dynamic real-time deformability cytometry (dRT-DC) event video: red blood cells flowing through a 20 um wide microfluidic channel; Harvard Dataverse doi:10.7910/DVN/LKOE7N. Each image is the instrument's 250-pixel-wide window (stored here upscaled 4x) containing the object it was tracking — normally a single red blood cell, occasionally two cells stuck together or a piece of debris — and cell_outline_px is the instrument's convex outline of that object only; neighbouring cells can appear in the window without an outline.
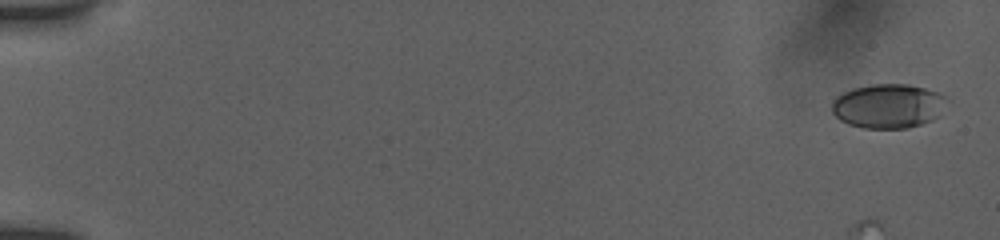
{"species": "human", "species_latin": "Homo sapiens", "temperature_condition": "room temperature", "stored_images_in_passage": 17, "camera_frame_rate_fps": 3000, "um_per_image_px": 0.085, "donor": {"sex": "female"}, "frame": {"image": 1, "passage_image": 2, "time_ms": 0.333, "image_size_px": [1000, 240], "cell_outline_px": [[952, 100], [940, 116], [932, 120], [908, 128], [864, 128], [848, 124], [840, 120], [832, 112], [832, 100], [836, 96], [852, 88], [872, 84], [908, 84], [940, 92]], "centroid_in_image_um": [75.57, 9.0], "position_along_channel_um": 9.4, "area_um2": 30.29}}